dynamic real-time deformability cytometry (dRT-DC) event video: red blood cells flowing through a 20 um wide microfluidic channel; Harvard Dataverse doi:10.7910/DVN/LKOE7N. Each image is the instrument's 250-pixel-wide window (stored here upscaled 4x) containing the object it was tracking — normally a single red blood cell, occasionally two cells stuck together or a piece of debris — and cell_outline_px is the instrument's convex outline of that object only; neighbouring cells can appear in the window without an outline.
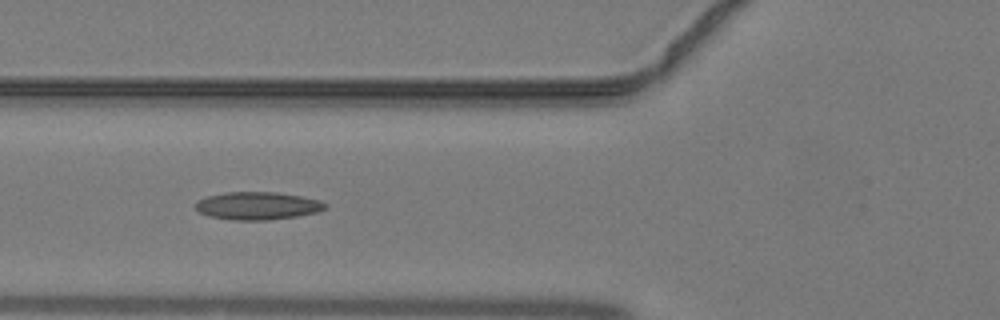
{"species": "common noctule bat (a hibernating species)", "species_latin": "Nyctalus noctula", "temperature_condition": "warm", "stored_images_in_passage": 21, "camera_frame_rate_fps": 3000, "um_per_image_px": 0.085, "animal": {"sex": "male", "body_mass_g": 19.2, "forearm_length_mm": 51.8}, "frame": {"image": 1, "passage_image": 13, "time_ms": 4.0, "image_size_px": [1000, 320], "cell_outline_px": [[328, 208], [316, 212], [296, 216], [268, 220], [236, 220], [208, 216], [200, 212], [196, 208], [196, 200], [208, 196], [224, 192], [276, 192], [300, 196], [320, 200], [328, 204]], "centroid_in_image_um": [21.9, 17.48], "position_along_channel_um": 103.9, "area_um2": 20.98}}
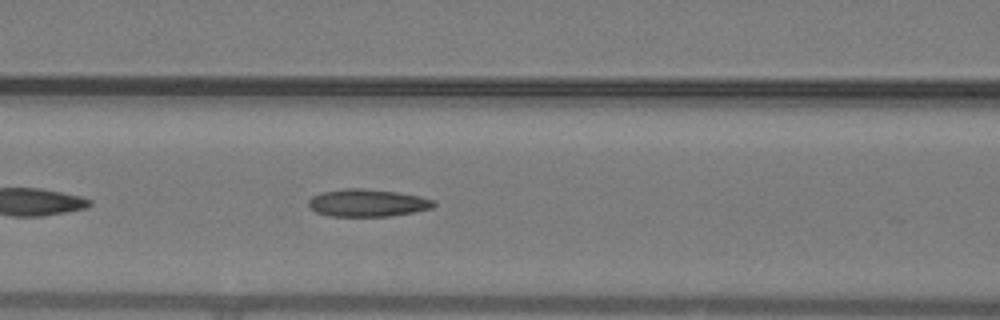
{"frame": {"image": 2, "passage_image": 15, "time_ms": 4.667, "image_size_px": [1000, 320], "cell_outline_px": [[436, 204], [432, 208], [412, 212], [388, 216], [328, 216], [316, 212], [308, 208], [308, 200], [312, 196], [320, 192], [344, 188], [364, 188], [396, 192], [420, 196], [436, 200]], "centroid_in_image_um": [31.2, 17.24], "position_along_channel_um": 135.4, "area_um2": 20.23}}
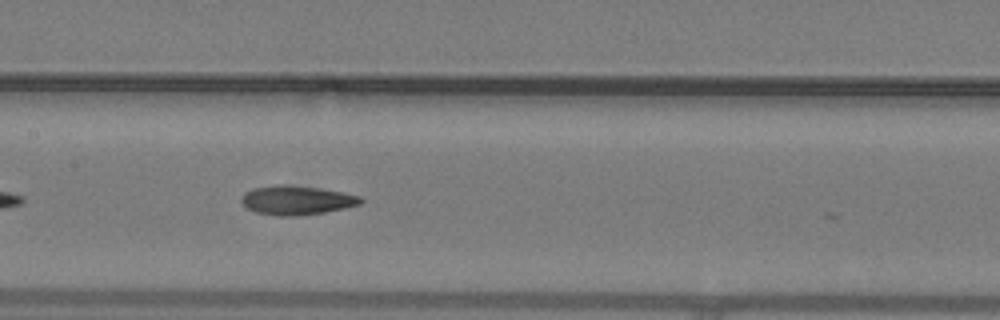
{"frame": {"image": 3, "passage_image": 18, "time_ms": 5.667, "image_size_px": [1000, 320], "cell_outline_px": [[364, 200], [360, 204], [344, 208], [324, 212], [288, 216], [276, 216], [256, 212], [248, 208], [240, 200], [244, 192], [252, 188], [276, 184], [284, 184], [316, 188], [344, 192], [360, 196]], "centroid_in_image_um": [25.19, 17.0], "position_along_channel_um": 182.2, "area_um2": 20.11}}